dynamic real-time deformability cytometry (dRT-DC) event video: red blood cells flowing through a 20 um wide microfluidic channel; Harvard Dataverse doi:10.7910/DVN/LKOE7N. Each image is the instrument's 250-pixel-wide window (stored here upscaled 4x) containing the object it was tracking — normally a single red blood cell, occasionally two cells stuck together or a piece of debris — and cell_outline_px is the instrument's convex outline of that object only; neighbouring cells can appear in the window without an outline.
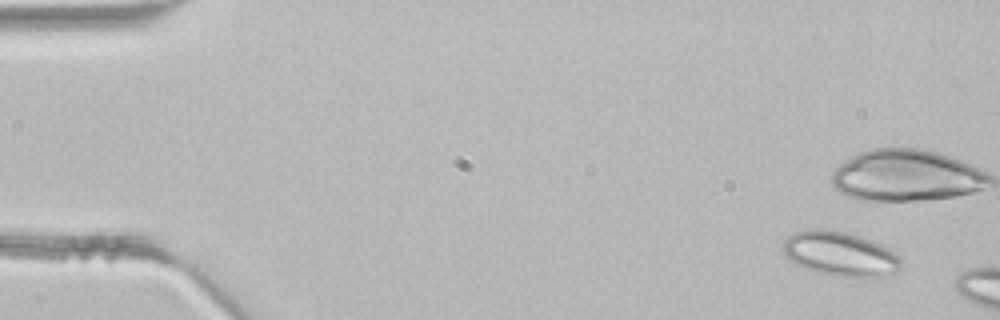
{"species": "common noctule bat (a hibernating species)", "species_latin": "Nyctalus noctula", "temperature_condition": "room temperature", "stored_images_in_passage": 4, "camera_frame_rate_fps": 3000, "um_per_image_px": 0.085, "animal": {"sex": "male", "body_mass_g": 21.5, "forearm_length_mm": 52.0}, "frame": {"image": 1, "passage_image": 1, "time_ms": 0.0, "image_size_px": [1000, 320], "cell_outline_px": [[900, 268], [896, 272], [872, 280], [836, 276], [804, 268], [796, 264], [784, 256], [784, 240], [788, 236], [796, 232], [820, 228], [844, 232], [868, 240], [888, 248], [900, 256]], "centroid_in_image_um": [71.44, 21.63], "position_along_channel_um": 13.6, "area_um2": 30.58}}